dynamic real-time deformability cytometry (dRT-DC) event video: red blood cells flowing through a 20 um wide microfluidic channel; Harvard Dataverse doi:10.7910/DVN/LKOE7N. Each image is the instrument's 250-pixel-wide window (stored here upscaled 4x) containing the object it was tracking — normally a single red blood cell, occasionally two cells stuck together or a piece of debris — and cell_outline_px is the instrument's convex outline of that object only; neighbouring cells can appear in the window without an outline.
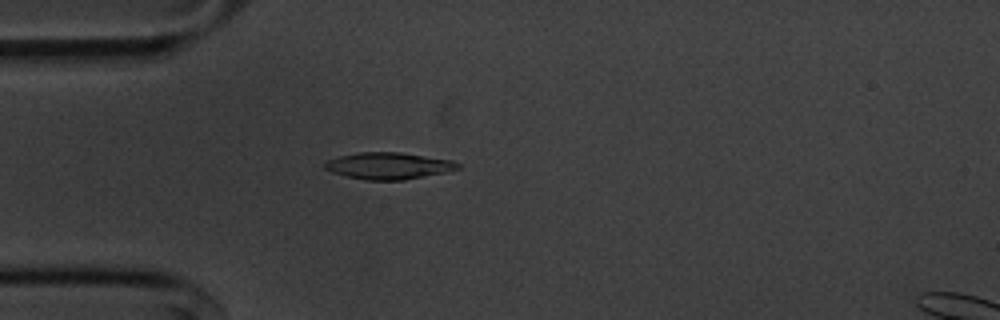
{"species": "common noctule bat (a hibernating species)", "species_latin": "Nyctalus noctula", "temperature_condition": "cold", "stored_images_in_passage": 55, "camera_frame_rate_fps": 3000, "um_per_image_px": 0.085, "animal": {"sex": "male", "body_mass_g": 20.1, "forearm_length_mm": 53.5}, "frame": {"image": 1, "passage_image": 15, "time_ms": 4.667, "image_size_px": [1000, 320], "cell_outline_px": [[460, 168], [444, 172], [404, 180], [364, 180], [332, 172], [324, 168], [324, 160], [340, 156], [360, 152], [400, 152], [452, 160], [460, 164]], "centroid_in_image_um": [33.0, 14.09], "position_along_channel_um": 52.0, "area_um2": 20.63}}
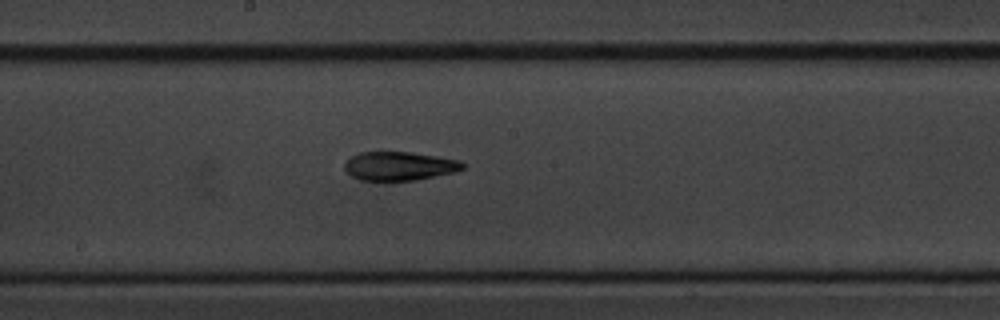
{"frame": {"image": 2, "passage_image": 29, "time_ms": 9.333, "image_size_px": [1000, 320], "cell_outline_px": [[464, 168], [456, 172], [416, 180], [360, 180], [352, 176], [344, 168], [344, 164], [352, 156], [360, 152], [412, 152], [460, 160], [464, 164]], "centroid_in_image_um": [33.97, 14.11], "position_along_channel_um": 214.2, "area_um2": 19.71}}
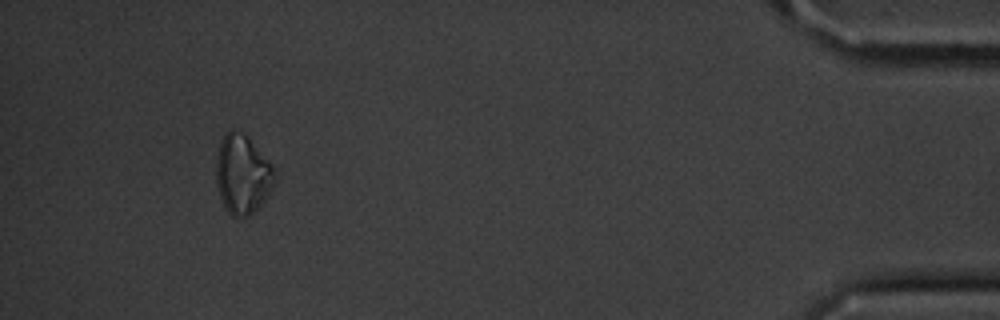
{"frame": {"image": 3, "passage_image": 51, "time_ms": 16.667, "image_size_px": [1000, 320], "cell_outline_px": [[276, 184], [264, 200], [248, 216], [232, 216], [228, 212], [220, 196], [216, 180], [216, 160], [220, 144], [224, 136], [232, 128], [244, 132], [248, 136], [272, 164], [276, 172]], "centroid_in_image_um": [20.64, 14.79], "position_along_channel_um": 414.6, "area_um2": 26.99}, "authors_computed_cell_mechanics": {"area_um2": 19.941, "velocity_mm_per_s": 3.6314, "shape_relaxation_time_tau1_ms": 4.0154, "shape_relaxation_time_tau2_ms": 3.6429, "deformation_change_tau1": 0.1347, "deformation_change_tau2": 0.0942}}